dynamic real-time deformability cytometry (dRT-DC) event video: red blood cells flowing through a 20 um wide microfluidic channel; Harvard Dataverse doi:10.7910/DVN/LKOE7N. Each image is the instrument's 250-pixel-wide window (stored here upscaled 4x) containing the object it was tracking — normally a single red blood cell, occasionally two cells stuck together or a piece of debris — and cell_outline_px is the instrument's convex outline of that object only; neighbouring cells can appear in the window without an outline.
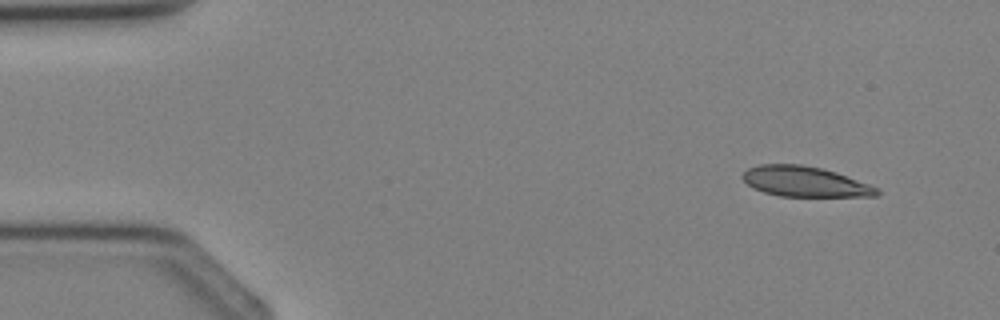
{"species": "Egyptian fruit bat (a non-hibernating species)", "species_latin": "Rousettus aegyptiacus", "temperature_condition": "cold", "stored_images_in_passage": 3, "camera_frame_rate_fps": 3000, "um_per_image_px": 0.085, "animal": {"sex": "female"}, "frame": {"image": 1, "passage_image": 1, "time_ms": 0.0, "image_size_px": [1000, 320], "cell_outline_px": [[880, 196], [780, 196], [764, 192], [748, 184], [740, 176], [748, 168], [760, 164], [800, 164], [820, 168], [836, 172], [880, 188]], "centroid_in_image_um": [68.44, 15.43], "position_along_channel_um": 16.6, "area_um2": 23.58}}
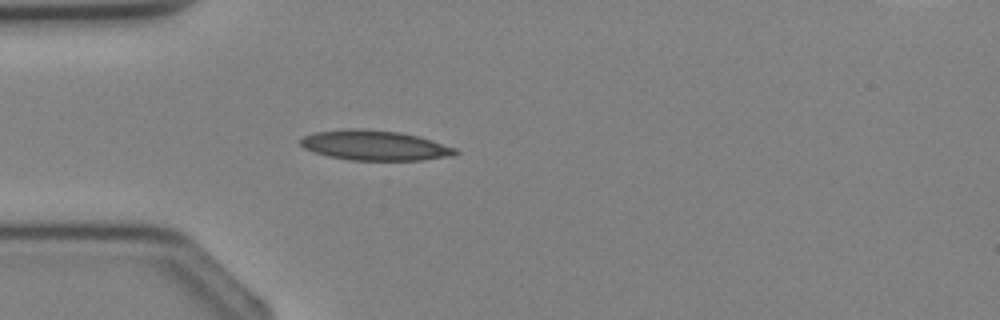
{"frame": {"image": 2, "passage_image": 3, "time_ms": 2.333, "image_size_px": [1000, 320], "cell_outline_px": [[460, 152], [456, 156], [424, 160], [352, 160], [328, 156], [312, 152], [304, 148], [300, 144], [300, 140], [304, 136], [316, 132], [344, 128], [360, 128], [400, 132], [432, 140], [456, 148]], "centroid_in_image_um": [31.87, 12.36], "position_along_channel_um": 53.1, "area_um2": 27.28}}